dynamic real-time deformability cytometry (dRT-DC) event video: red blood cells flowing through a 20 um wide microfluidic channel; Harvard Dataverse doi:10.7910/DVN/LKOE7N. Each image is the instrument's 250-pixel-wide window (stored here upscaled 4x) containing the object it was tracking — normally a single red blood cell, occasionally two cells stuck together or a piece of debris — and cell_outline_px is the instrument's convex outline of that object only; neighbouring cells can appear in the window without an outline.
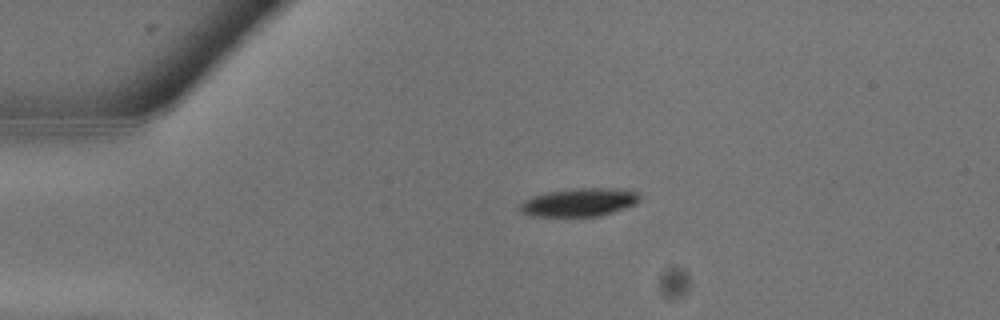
{"species": "common noctule bat (a hibernating species)", "species_latin": "Nyctalus noctula", "temperature_condition": "warm", "stored_images_in_passage": 5, "camera_frame_rate_fps": 3000, "um_per_image_px": 0.085, "animal": {"sex": "male", "body_mass_g": 13.3}, "frame": {"image": 1, "passage_image": 1, "time_ms": 0.0, "image_size_px": [1000, 320], "cell_outline_px": [[640, 200], [636, 204], [600, 216], [528, 216], [520, 212], [520, 204], [524, 200], [532, 196], [548, 192], [572, 188], [620, 188], [636, 192], [640, 196]], "centroid_in_image_um": [49.23, 17.19], "position_along_channel_um": 35.8, "area_um2": 19.77}}
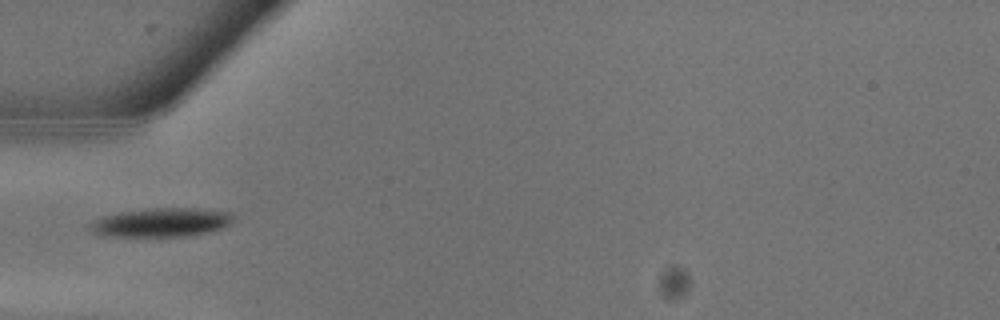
{"frame": {"image": 2, "passage_image": 4, "time_ms": 1.0, "image_size_px": [1000, 320], "cell_outline_px": [[232, 220], [228, 224], [220, 228], [208, 232], [188, 236], [112, 236], [96, 232], [92, 228], [92, 224], [96, 220], [104, 216], [120, 212], [148, 208], [192, 208], [232, 212]], "centroid_in_image_um": [13.78, 18.89], "position_along_channel_um": 71.2, "area_um2": 23.47}}